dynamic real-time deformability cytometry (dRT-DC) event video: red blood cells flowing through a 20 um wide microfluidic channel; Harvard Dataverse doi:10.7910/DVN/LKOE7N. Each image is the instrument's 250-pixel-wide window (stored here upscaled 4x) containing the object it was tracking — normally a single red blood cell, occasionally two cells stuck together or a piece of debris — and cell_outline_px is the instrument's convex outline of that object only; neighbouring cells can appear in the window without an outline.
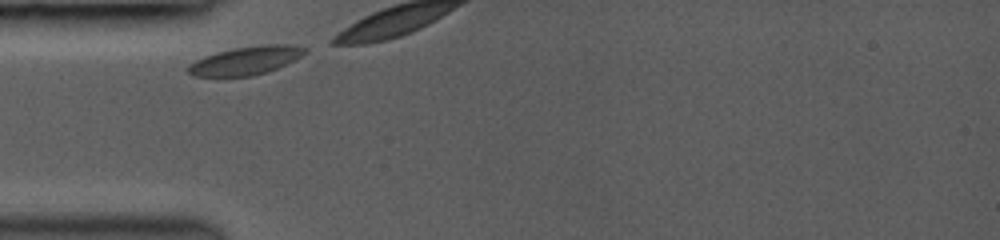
{"species": "common noctule bat (a hibernating species)", "species_latin": "Nyctalus noctula", "temperature_condition": "room temperature", "stored_images_in_passage": 11, "segment_of_instrument_passage": [1, 2], "camera_frame_rate_fps": 3000, "um_per_image_px": 0.085, "animal": {"sex": "female", "body_mass_g": 19.0, "forearm_length_mm": 53.3}, "frame": {"image": 1, "passage_image": 1, "time_ms": 0.0, "image_size_px": [1000, 240], "cell_outline_px": [[308, 52], [268, 72], [252, 76], [192, 76], [184, 68], [188, 64], [204, 56], [216, 52], [236, 48], [264, 44], [288, 44], [304, 48]], "centroid_in_image_um": [20.82, 5.15], "position_along_channel_um": 64.2, "area_um2": 19.13}}
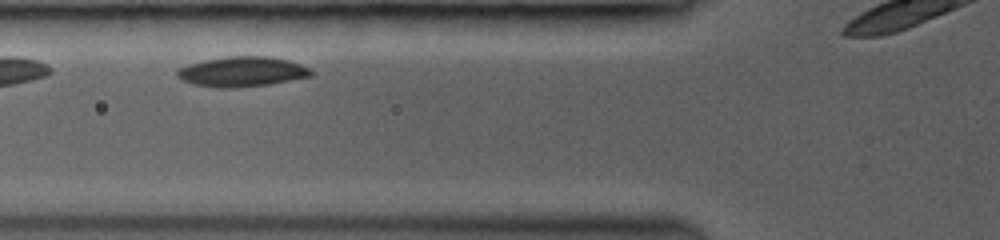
{"frame": {"image": 2, "passage_image": 5, "time_ms": 1.667, "image_size_px": [1000, 240], "cell_outline_px": [[312, 76], [268, 84], [232, 88], [220, 88], [192, 84], [176, 76], [176, 68], [188, 64], [204, 60], [228, 56], [272, 56], [288, 60], [300, 64], [308, 68], [312, 72]], "centroid_in_image_um": [20.54, 6.08], "position_along_channel_um": 105.3, "area_um2": 23.41}}
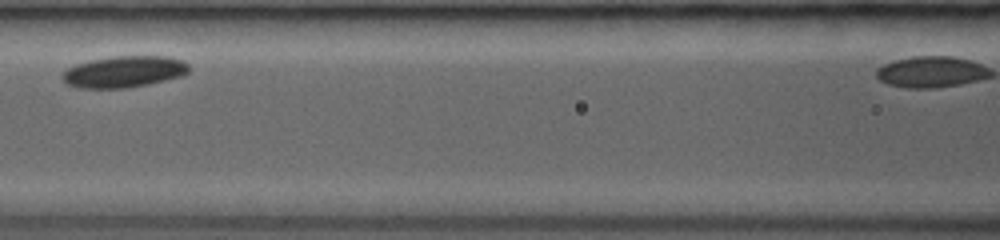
{"frame": {"image": 3, "passage_image": 8, "time_ms": 3.0, "image_size_px": [1000, 240], "cell_outline_px": [[188, 72], [180, 76], [148, 84], [124, 88], [80, 88], [68, 84], [60, 76], [68, 68], [76, 64], [92, 60], [112, 56], [168, 56], [184, 60], [188, 64]], "centroid_in_image_um": [10.55, 6.09], "position_along_channel_um": 156.1, "area_um2": 23.06}}